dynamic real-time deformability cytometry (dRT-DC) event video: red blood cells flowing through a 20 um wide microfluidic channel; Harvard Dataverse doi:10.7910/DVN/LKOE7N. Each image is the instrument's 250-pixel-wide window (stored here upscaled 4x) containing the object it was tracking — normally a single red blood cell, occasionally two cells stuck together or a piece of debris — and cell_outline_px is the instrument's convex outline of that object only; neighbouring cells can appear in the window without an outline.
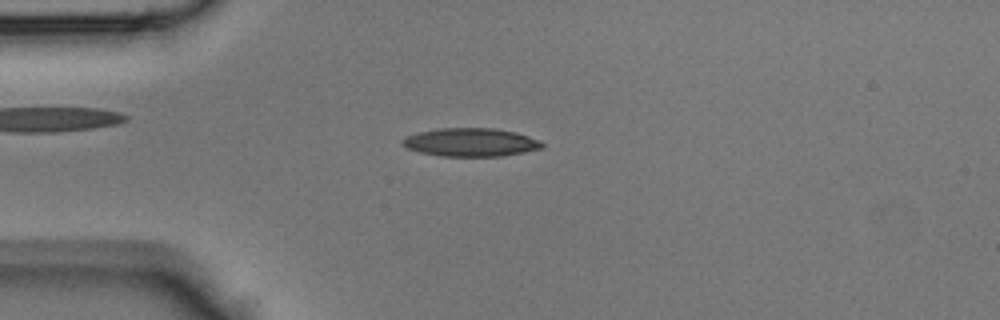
{"species": "Egyptian fruit bat (a non-hibernating species)", "species_latin": "Rousettus aegyptiacus", "temperature_condition": "room temperature", "stored_images_in_passage": 44, "camera_frame_rate_fps": 3000, "um_per_image_px": 0.085, "animal": {"sex": "male"}, "frame": {"image": 1, "passage_image": 11, "time_ms": 3.333, "image_size_px": [1000, 320], "cell_outline_px": [[544, 148], [524, 152], [500, 156], [440, 156], [420, 152], [408, 148], [400, 144], [400, 140], [408, 136], [420, 132], [440, 128], [496, 128], [516, 132], [540, 140], [544, 144]], "centroid_in_image_um": [40.03, 12.09], "position_along_channel_um": 45.0, "area_um2": 23.06}}
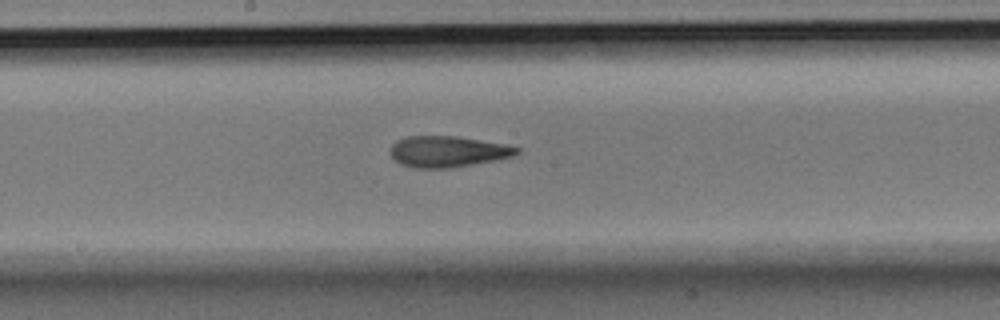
{"frame": {"image": 2, "passage_image": 23, "time_ms": 7.333, "image_size_px": [1000, 320], "cell_outline_px": [[520, 152], [512, 156], [496, 160], [452, 168], [416, 168], [400, 164], [388, 152], [392, 144], [396, 140], [408, 136], [456, 136], [508, 144], [520, 148]], "centroid_in_image_um": [38.06, 12.88], "position_along_channel_um": 210.1, "area_um2": 23.12}}
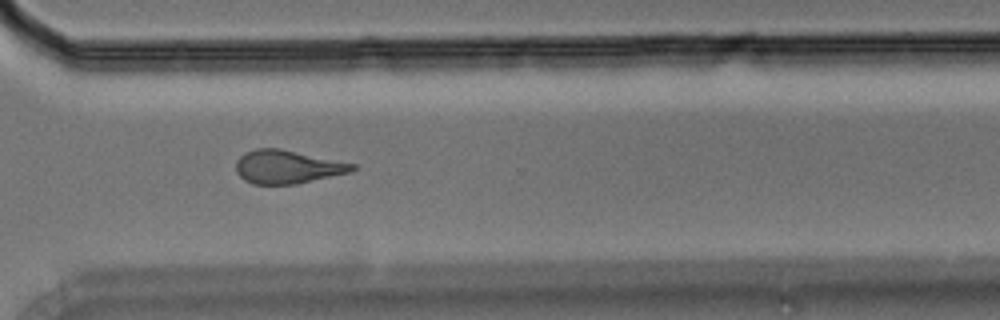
{"frame": {"image": 3, "passage_image": 32, "time_ms": 10.333, "image_size_px": [1000, 320], "cell_outline_px": [[356, 168], [348, 172], [296, 184], [252, 184], [244, 180], [236, 172], [236, 160], [244, 152], [256, 148], [280, 148], [356, 164]], "centroid_in_image_um": [24.37, 14.17], "position_along_channel_um": 346.2, "area_um2": 22.54}}